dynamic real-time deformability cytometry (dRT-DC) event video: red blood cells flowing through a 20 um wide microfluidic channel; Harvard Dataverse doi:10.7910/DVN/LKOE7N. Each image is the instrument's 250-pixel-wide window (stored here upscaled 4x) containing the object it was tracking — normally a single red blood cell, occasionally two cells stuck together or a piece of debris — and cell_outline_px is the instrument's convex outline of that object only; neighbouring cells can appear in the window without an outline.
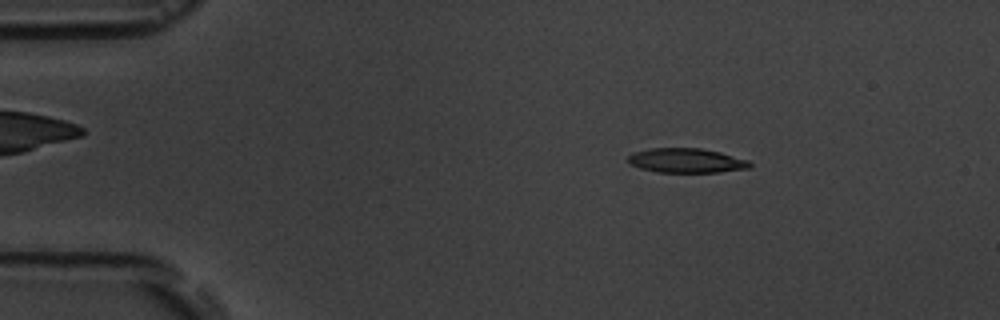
{"species": "common noctule bat (a hibernating species)", "species_latin": "Nyctalus noctula", "temperature_condition": "room temperature", "stored_images_in_passage": 5, "segment_of_instrument_passage": [1, 2], "camera_frame_rate_fps": 3000, "um_per_image_px": 0.085, "animal": {"sex": "male", "body_mass_g": 19.5, "forearm_length_mm": 54.6}, "frame": {"image": 1, "passage_image": 2, "time_ms": 1.0, "image_size_px": [1000, 320], "cell_outline_px": [[752, 168], [720, 172], [656, 172], [640, 168], [632, 164], [628, 160], [628, 156], [636, 152], [648, 148], [700, 148], [720, 152], [748, 160], [752, 164]], "centroid_in_image_um": [58.38, 13.65], "position_along_channel_um": 26.6, "area_um2": 17.34}}